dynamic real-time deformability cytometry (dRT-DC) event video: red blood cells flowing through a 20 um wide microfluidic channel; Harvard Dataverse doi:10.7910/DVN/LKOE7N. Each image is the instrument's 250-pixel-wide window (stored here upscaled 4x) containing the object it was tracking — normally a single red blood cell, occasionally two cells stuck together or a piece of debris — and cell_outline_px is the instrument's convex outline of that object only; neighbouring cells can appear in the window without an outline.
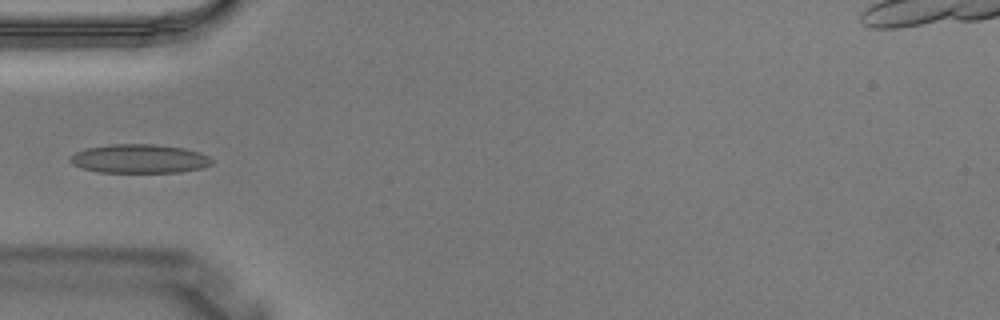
{"species": "Egyptian fruit bat (a non-hibernating species)", "species_latin": "Rousettus aegyptiacus", "temperature_condition": "warm", "stored_images_in_passage": 2, "camera_frame_rate_fps": 3000, "um_per_image_px": 0.085, "animal": {"sex": "male"}, "frame": {"image": 1, "passage_image": 2, "time_ms": 0.333, "image_size_px": [1000, 320], "cell_outline_px": [[212, 164], [204, 168], [180, 172], [100, 172], [80, 168], [72, 164], [68, 160], [76, 152], [84, 148], [108, 144], [156, 144], [184, 148], [200, 152], [208, 156], [212, 160]], "centroid_in_image_um": [11.84, 13.49], "position_along_channel_um": 73.2, "area_um2": 24.04}}